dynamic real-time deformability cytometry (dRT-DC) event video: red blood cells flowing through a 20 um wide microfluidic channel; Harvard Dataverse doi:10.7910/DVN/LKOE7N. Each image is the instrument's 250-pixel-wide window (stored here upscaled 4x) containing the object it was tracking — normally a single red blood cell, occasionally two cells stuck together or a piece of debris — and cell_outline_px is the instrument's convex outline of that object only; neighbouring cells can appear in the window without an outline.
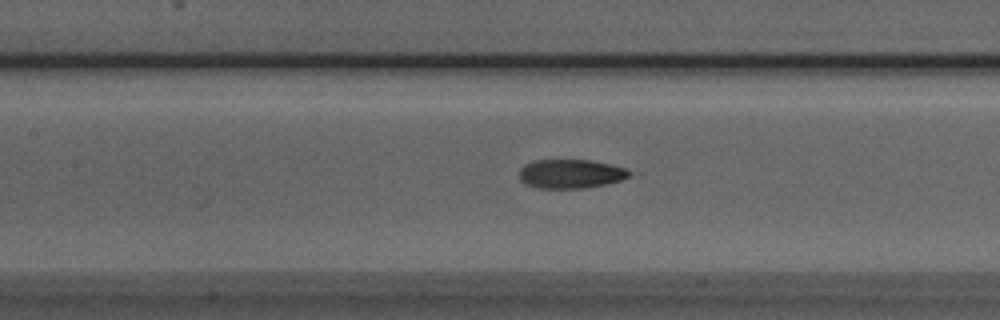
{"species": "Egyptian fruit bat (a non-hibernating species)", "species_latin": "Rousettus aegyptiacus", "temperature_condition": "room temperature", "stored_images_in_passage": 48, "camera_frame_rate_fps": 3000, "um_per_image_px": 0.085, "animal": {"sex": "male"}, "frame": {"image": 1, "passage_image": 23, "time_ms": 7.333, "image_size_px": [1000, 320], "cell_outline_px": [[632, 176], [620, 180], [604, 184], [584, 188], [540, 188], [528, 184], [520, 180], [520, 168], [524, 164], [532, 160], [592, 160], [612, 164], [624, 168], [632, 172]], "centroid_in_image_um": [48.52, 14.76], "position_along_channel_um": 158.9, "area_um2": 18.61}}
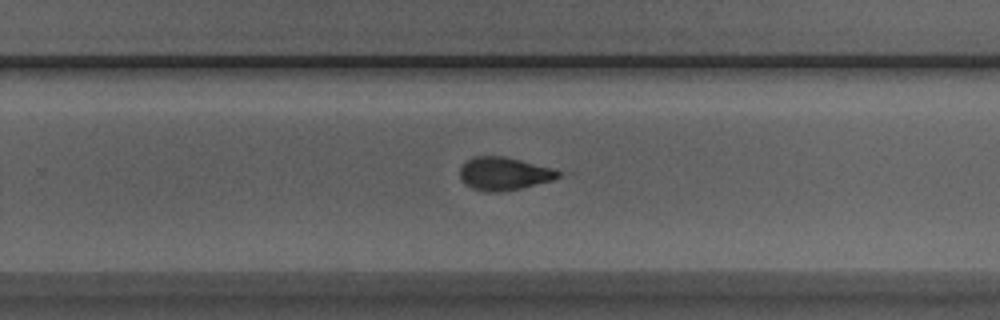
{"frame": {"image": 2, "passage_image": 33, "time_ms": 10.667, "image_size_px": [1000, 320], "cell_outline_px": [[560, 176], [552, 180], [520, 188], [496, 192], [492, 192], [472, 188], [460, 176], [460, 168], [468, 160], [476, 156], [504, 156], [552, 168], [560, 172]], "centroid_in_image_um": [42.85, 14.75], "position_along_channel_um": 287.0, "area_um2": 18.38}}
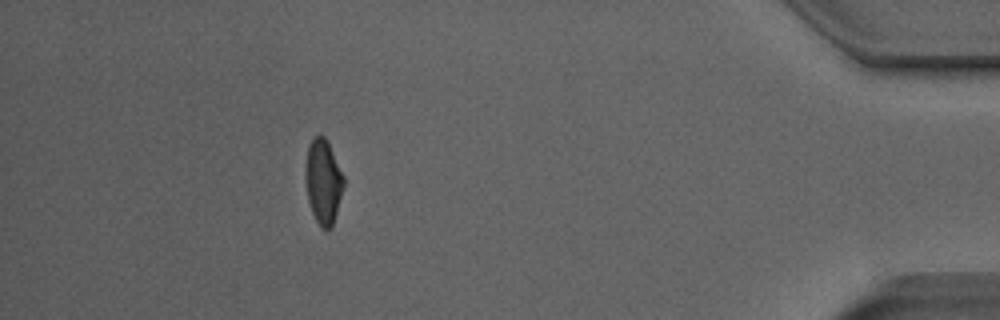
{"frame": {"image": 3, "passage_image": 47, "time_ms": 15.333, "image_size_px": [1000, 320], "cell_outline_px": [[344, 184], [332, 228], [328, 232], [320, 228], [312, 212], [308, 200], [308, 144], [316, 136], [324, 136], [344, 176]], "centroid_in_image_um": [27.52, 15.53], "position_along_channel_um": 407.7, "area_um2": 17.98}}